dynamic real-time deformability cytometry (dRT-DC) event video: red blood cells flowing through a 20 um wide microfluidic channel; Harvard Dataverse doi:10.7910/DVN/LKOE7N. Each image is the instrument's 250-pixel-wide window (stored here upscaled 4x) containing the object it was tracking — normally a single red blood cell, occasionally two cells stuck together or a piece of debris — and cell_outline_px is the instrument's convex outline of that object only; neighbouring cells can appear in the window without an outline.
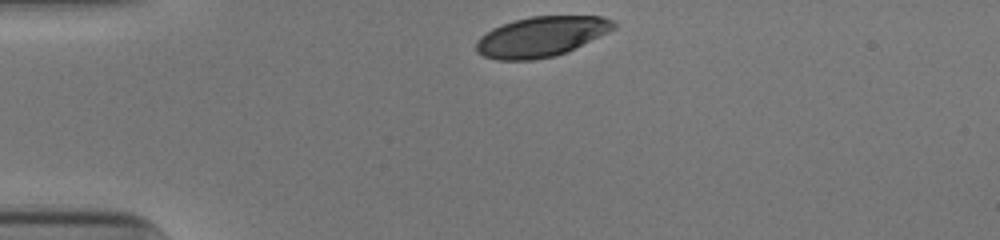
{"species": "human", "species_latin": "Homo sapiens", "temperature_condition": "cold", "stored_images_in_passage": 31, "camera_frame_rate_fps": 3000, "um_per_image_px": 0.085, "donor": {"sex": "male"}, "frame": {"image": 1, "passage_image": 1, "time_ms": 0.0, "image_size_px": [1000, 240], "cell_outline_px": [[616, 28], [568, 52], [556, 56], [532, 60], [496, 60], [484, 56], [476, 52], [476, 40], [480, 36], [492, 28], [516, 20], [532, 16], [604, 16], [616, 20]], "centroid_in_image_um": [46.03, 3.12], "position_along_channel_um": 39.0, "area_um2": 32.37}}
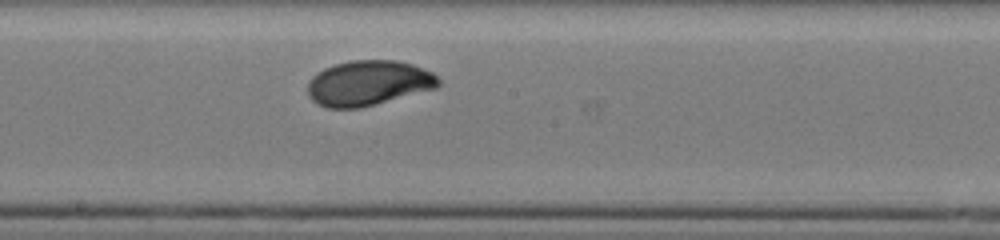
{"frame": {"image": 2, "passage_image": 18, "time_ms": 5.667, "image_size_px": [1000, 240], "cell_outline_px": [[440, 84], [436, 88], [360, 108], [328, 108], [316, 104], [308, 96], [308, 80], [316, 72], [324, 68], [348, 60], [396, 60], [412, 64], [432, 72], [440, 80]], "centroid_in_image_um": [31.28, 7.06], "position_along_channel_um": 216.9, "area_um2": 34.51}}
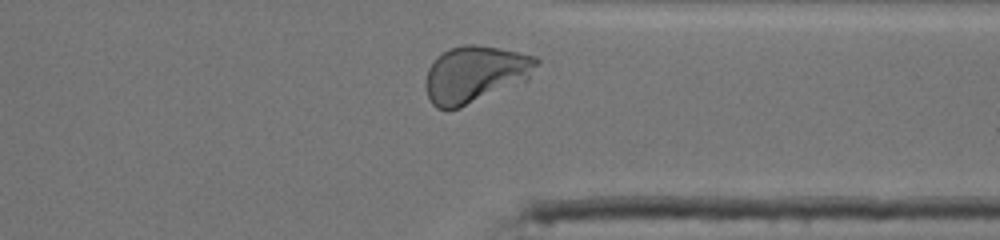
{"frame": {"image": 3, "passage_image": 30, "time_ms": 9.667, "image_size_px": [1000, 240], "cell_outline_px": [[540, 64], [528, 80], [460, 108], [436, 108], [432, 104], [428, 96], [424, 84], [428, 68], [444, 52], [452, 48], [464, 44], [476, 44], [500, 48], [536, 56], [540, 60]], "centroid_in_image_um": [40.43, 6.3], "position_along_channel_um": 371.0, "area_um2": 36.7}, "authors_computed_cell_mechanics": {"area_um2": 33.8708, "velocity_mm_per_s": 3.863, "shape_relaxation_time_tau1_ms": 2.5683, "shape_relaxation_time_tau2_ms": null, "deformation_change_tau1": 0.1361, "deformation_change_tau2": null}}